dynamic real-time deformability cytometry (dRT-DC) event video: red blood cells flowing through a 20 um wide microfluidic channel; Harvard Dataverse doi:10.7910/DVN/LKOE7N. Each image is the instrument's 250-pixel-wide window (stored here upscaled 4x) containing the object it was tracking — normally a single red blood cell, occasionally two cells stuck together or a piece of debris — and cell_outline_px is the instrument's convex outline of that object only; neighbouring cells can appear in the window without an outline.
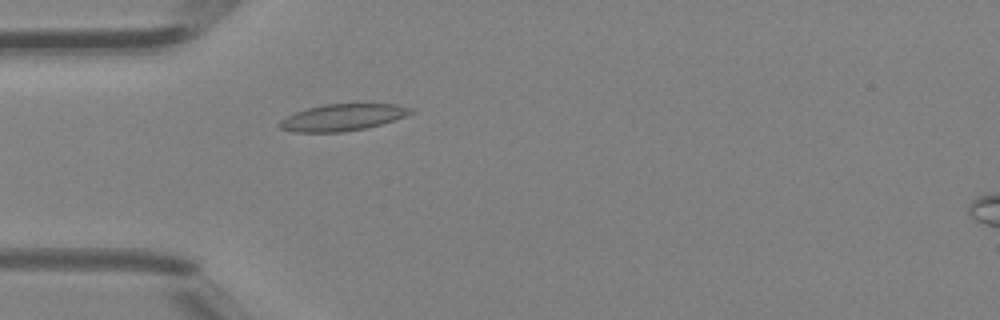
{"species": "Egyptian fruit bat (a non-hibernating species)", "species_latin": "Rousettus aegyptiacus", "temperature_condition": "room temperature", "stored_images_in_passage": 3, "camera_frame_rate_fps": 3000, "um_per_image_px": 0.085, "animal": {"sex": "female"}, "frame": {"image": 1, "passage_image": 3, "time_ms": 0.667, "image_size_px": [1000, 320], "cell_outline_px": [[416, 112], [368, 128], [340, 132], [292, 132], [280, 128], [276, 124], [280, 120], [296, 112], [308, 108], [324, 104], [396, 104], [412, 108]], "centroid_in_image_um": [29.1, 9.98], "position_along_channel_um": 55.9, "area_um2": 20.35}}